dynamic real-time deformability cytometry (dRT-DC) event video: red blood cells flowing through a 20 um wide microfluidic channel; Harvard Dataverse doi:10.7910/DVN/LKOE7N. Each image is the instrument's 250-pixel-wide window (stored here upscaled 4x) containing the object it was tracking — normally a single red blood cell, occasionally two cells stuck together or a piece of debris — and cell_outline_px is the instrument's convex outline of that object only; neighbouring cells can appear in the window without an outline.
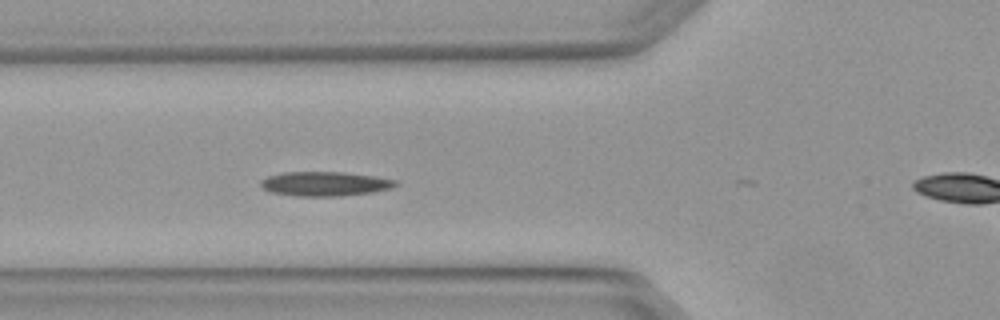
{"species": "Egyptian fruit bat (a non-hibernating species)", "species_latin": "Rousettus aegyptiacus", "temperature_condition": "warm", "stored_images_in_passage": 4, "camera_frame_rate_fps": 3000, "um_per_image_px": 0.085, "animal": {"sex": "female"}, "frame": {"image": 1, "passage_image": 3, "time_ms": 0.667, "image_size_px": [1000, 320], "cell_outline_px": [[400, 184], [392, 188], [372, 192], [340, 196], [296, 196], [272, 192], [264, 188], [260, 184], [260, 180], [268, 176], [284, 172], [344, 172], [376, 176], [396, 180]], "centroid_in_image_um": [27.65, 15.62], "position_along_channel_um": 98.1, "area_um2": 19.19}}